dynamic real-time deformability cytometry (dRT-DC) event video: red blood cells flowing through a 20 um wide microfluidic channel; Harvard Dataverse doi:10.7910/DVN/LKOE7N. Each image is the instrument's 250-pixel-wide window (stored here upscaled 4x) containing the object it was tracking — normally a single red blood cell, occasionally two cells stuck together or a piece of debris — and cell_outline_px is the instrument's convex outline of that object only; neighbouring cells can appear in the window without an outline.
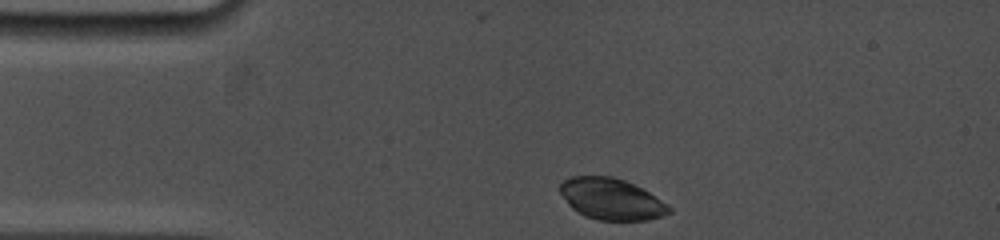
{"species": "common noctule bat (a hibernating species)", "species_latin": "Nyctalus noctula", "temperature_condition": "cold", "stored_images_in_passage": 30, "camera_frame_rate_fps": 5000, "um_per_image_px": 0.085, "animal": {"sex": "female", "body_mass_g": 19.0, "forearm_length_mm": 53.3}, "frame": {"image": 1, "passage_image": 1, "time_ms": 0.0, "image_size_px": [1000, 240], "cell_outline_px": [[672, 212], [648, 220], [600, 220], [584, 216], [576, 212], [568, 204], [560, 192], [560, 184], [564, 180], [572, 176], [612, 176], [624, 180], [648, 192], [668, 204], [672, 208]], "centroid_in_image_um": [51.95, 16.92], "position_along_channel_um": 33.0, "area_um2": 26.13}}
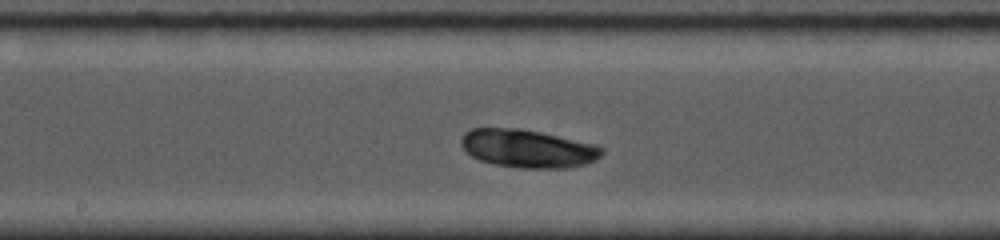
{"frame": {"image": 2, "passage_image": 13, "time_ms": 5.6, "image_size_px": [1000, 240], "cell_outline_px": [[604, 152], [596, 160], [584, 164], [564, 168], [516, 168], [492, 164], [480, 160], [472, 156], [460, 144], [460, 136], [464, 132], [472, 128], [520, 128], [540, 132], [596, 144], [604, 148]], "centroid_in_image_um": [44.84, 12.62], "position_along_channel_um": 203.4, "area_um2": 31.44}}
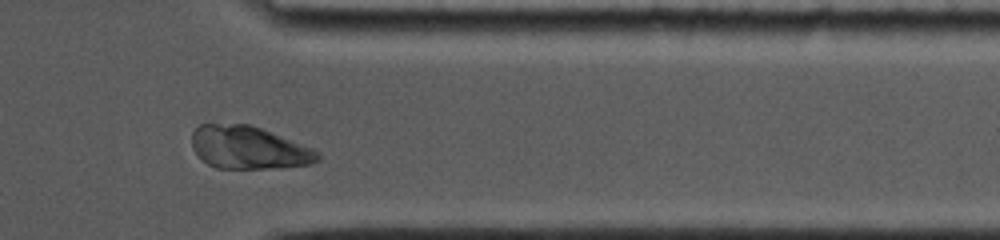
{"frame": {"image": 3, "passage_image": 26, "time_ms": 10.6, "image_size_px": [1000, 240], "cell_outline_px": [[320, 160], [312, 164], [264, 168], [216, 168], [208, 164], [192, 148], [192, 132], [200, 124], [252, 124], [312, 148], [320, 152]], "centroid_in_image_um": [21.14, 12.54], "position_along_channel_um": 390.3, "area_um2": 31.21}}